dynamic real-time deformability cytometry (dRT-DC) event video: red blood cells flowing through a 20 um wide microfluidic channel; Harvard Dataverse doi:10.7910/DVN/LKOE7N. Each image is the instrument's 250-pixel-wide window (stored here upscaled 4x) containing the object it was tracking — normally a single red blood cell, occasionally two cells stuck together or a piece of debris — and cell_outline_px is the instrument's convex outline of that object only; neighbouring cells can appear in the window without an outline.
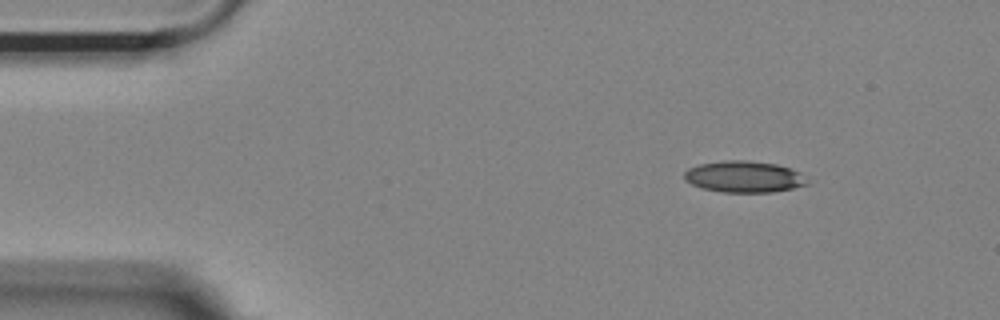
{"species": "Egyptian fruit bat (a non-hibernating species)", "species_latin": "Rousettus aegyptiacus", "temperature_condition": "room temperature", "stored_images_in_passage": 49, "camera_frame_rate_fps": 3000, "um_per_image_px": 0.085, "animal": {"sex": "female"}, "frame": {"image": 1, "passage_image": 1, "time_ms": 0.0, "image_size_px": [1000, 320], "cell_outline_px": [[808, 184], [792, 188], [772, 192], [724, 192], [704, 188], [692, 184], [684, 180], [684, 172], [688, 168], [700, 164], [724, 160], [748, 160], [776, 164], [792, 168], [800, 172]], "centroid_in_image_um": [63.23, 15.01], "position_along_channel_um": 21.8, "area_um2": 22.43}}
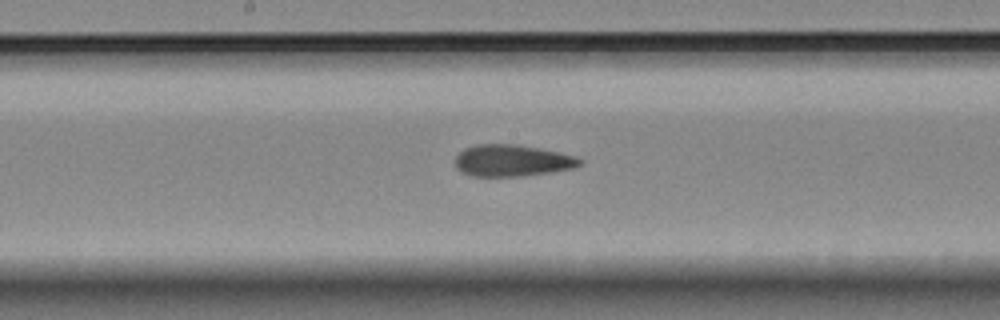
{"frame": {"image": 2, "passage_image": 22, "time_ms": 7.0, "image_size_px": [1000, 320], "cell_outline_px": [[584, 164], [576, 168], [552, 172], [524, 176], [472, 176], [460, 172], [456, 168], [456, 156], [464, 148], [476, 144], [516, 144], [576, 156], [584, 160]], "centroid_in_image_um": [43.55, 13.66], "position_along_channel_um": 204.6, "area_um2": 23.18}}
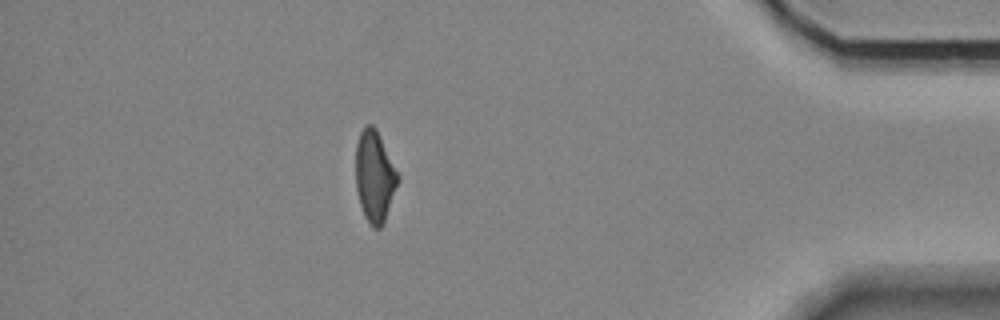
{"frame": {"image": 3, "passage_image": 42, "time_ms": 13.667, "image_size_px": [1000, 320], "cell_outline_px": [[400, 180], [384, 224], [380, 228], [372, 228], [364, 216], [360, 204], [356, 188], [356, 144], [360, 132], [364, 124], [372, 124], [376, 128], [400, 176]], "centroid_in_image_um": [31.86, 15.0], "position_along_channel_um": 403.3, "area_um2": 22.77}, "authors_computed_cell_mechanics": {"area_um2": 23.0622, "velocity_mm_per_s": 3.637, "shape_relaxation_time_tau1_ms": null, "shape_relaxation_time_tau2_ms": 2.6563, "deformation_change_tau1": null, "deformation_change_tau2": 0.122}}